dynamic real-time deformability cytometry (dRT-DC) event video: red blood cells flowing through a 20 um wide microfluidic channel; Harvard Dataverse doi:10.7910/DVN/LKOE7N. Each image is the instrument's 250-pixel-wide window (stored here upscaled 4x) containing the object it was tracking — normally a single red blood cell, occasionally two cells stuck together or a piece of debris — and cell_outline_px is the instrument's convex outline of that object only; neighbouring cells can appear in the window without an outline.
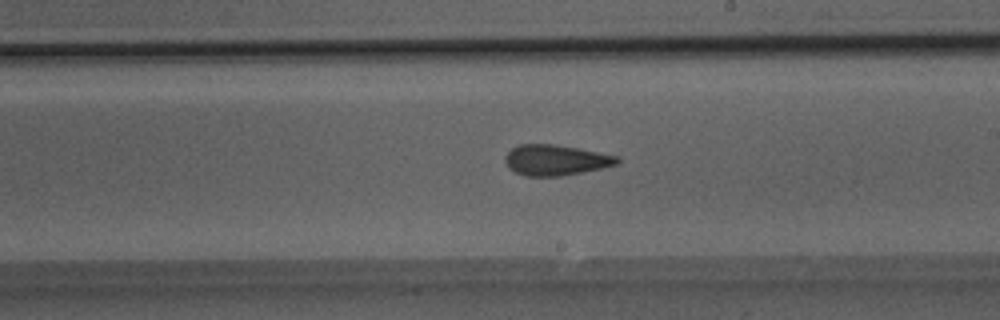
{"species": "Egyptian fruit bat (a non-hibernating species)", "species_latin": "Rousettus aegyptiacus", "temperature_condition": "room temperature", "stored_images_in_passage": 35, "camera_frame_rate_fps": 3000, "um_per_image_px": 0.085, "animal": {"sex": "male"}, "frame": {"image": 1, "passage_image": 18, "time_ms": 5.667, "image_size_px": [1000, 320], "cell_outline_px": [[620, 164], [560, 176], [528, 176], [516, 172], [508, 168], [504, 160], [504, 156], [512, 148], [520, 144], [552, 144], [576, 148], [620, 156]], "centroid_in_image_um": [47.23, 13.6], "position_along_channel_um": 241.8, "area_um2": 19.88}}
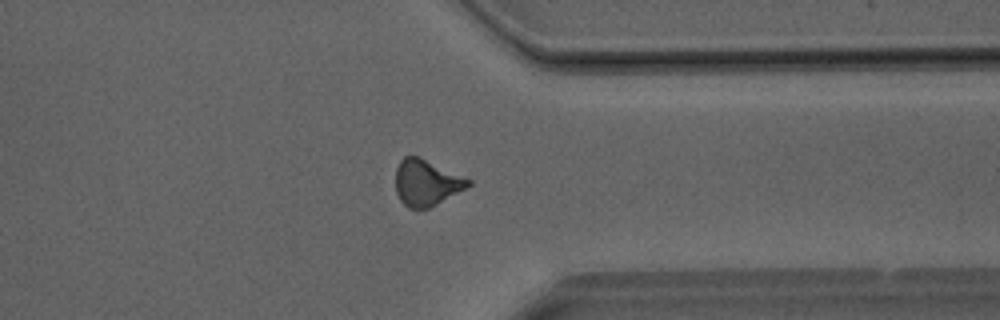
{"frame": {"image": 2, "passage_image": 26, "time_ms": 8.333, "image_size_px": [1000, 320], "cell_outline_px": [[472, 184], [436, 204], [428, 208], [408, 208], [400, 200], [396, 192], [396, 168], [400, 160], [404, 156], [420, 156], [472, 180]], "centroid_in_image_um": [36.23, 15.5], "position_along_channel_um": 375.2, "area_um2": 19.42}}
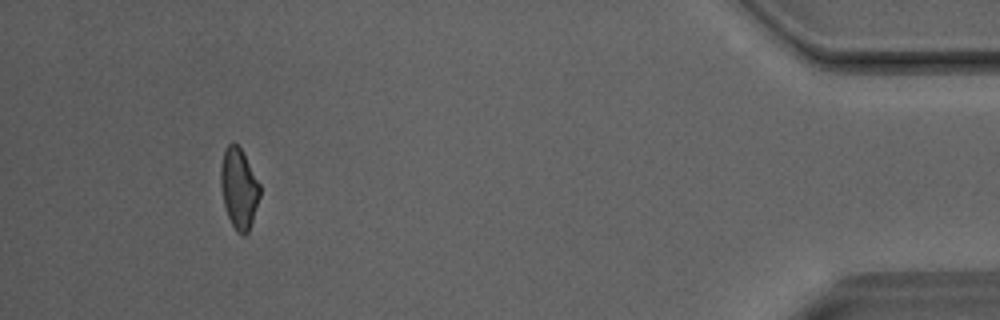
{"frame": {"image": 3, "passage_image": 32, "time_ms": 10.333, "image_size_px": [1000, 320], "cell_outline_px": [[260, 196], [248, 232], [244, 236], [236, 232], [228, 216], [224, 204], [220, 184], [220, 168], [224, 148], [232, 140], [240, 148], [260, 184]], "centroid_in_image_um": [20.29, 16.0], "position_along_channel_um": 414.9, "area_um2": 18.26}}